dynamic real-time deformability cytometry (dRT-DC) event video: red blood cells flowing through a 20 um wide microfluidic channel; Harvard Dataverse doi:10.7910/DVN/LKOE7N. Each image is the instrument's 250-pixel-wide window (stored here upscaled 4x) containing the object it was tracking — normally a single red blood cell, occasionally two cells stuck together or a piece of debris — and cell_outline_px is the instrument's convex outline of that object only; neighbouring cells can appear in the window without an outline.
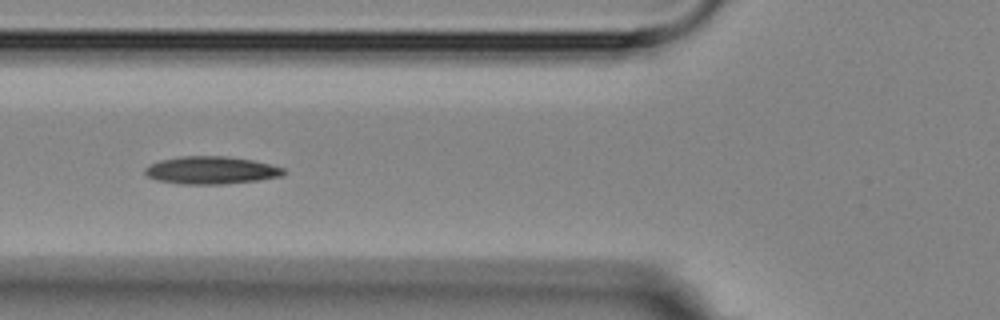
{"species": "Egyptian fruit bat (a non-hibernating species)", "species_latin": "Rousettus aegyptiacus", "temperature_condition": "room temperature", "stored_images_in_passage": 14, "camera_frame_rate_fps": 3000, "um_per_image_px": 0.085, "animal": {"sex": "female"}, "frame": {"image": 1, "passage_image": 4, "time_ms": 4.333, "image_size_px": [1000, 320], "cell_outline_px": [[288, 172], [284, 176], [256, 180], [224, 184], [180, 184], [156, 180], [148, 176], [144, 172], [144, 168], [160, 160], [180, 156], [228, 156], [252, 160], [284, 168]], "centroid_in_image_um": [17.96, 14.47], "position_along_channel_um": 107.8, "area_um2": 22.37}}
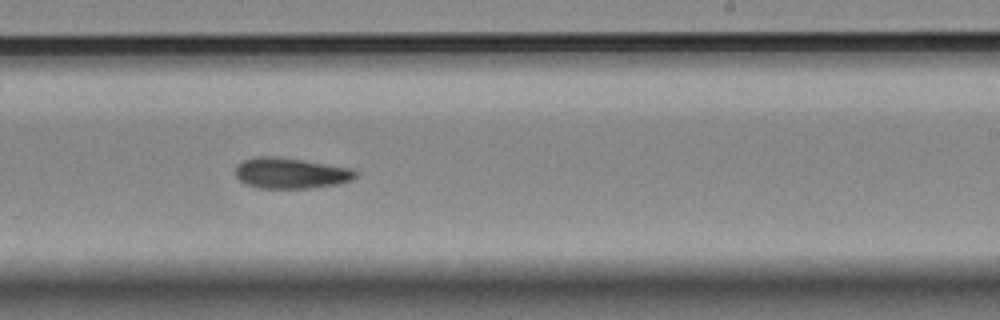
{"frame": {"image": 2, "passage_image": 8, "time_ms": 8.667, "image_size_px": [1000, 320], "cell_outline_px": [[356, 176], [352, 180], [336, 184], [312, 188], [256, 188], [244, 184], [236, 176], [236, 164], [244, 160], [260, 156], [268, 156], [300, 160], [352, 168], [356, 172]], "centroid_in_image_um": [24.68, 14.73], "position_along_channel_um": 264.3, "area_um2": 21.33}}
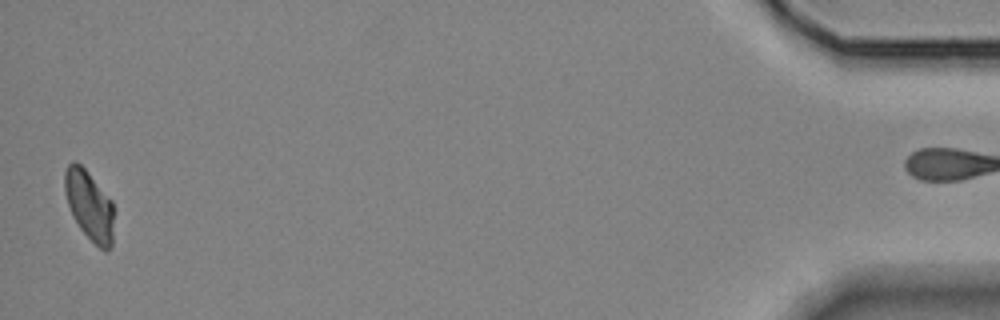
{"frame": {"image": 3, "passage_image": 13, "time_ms": 15.667, "image_size_px": [1000, 320], "cell_outline_px": [[112, 244], [104, 252], [80, 228], [72, 216], [64, 192], [64, 172], [68, 164], [72, 160], [80, 164], [84, 168], [112, 200]], "centroid_in_image_um": [7.56, 17.42], "position_along_channel_um": 427.6, "area_um2": 19.65}, "authors_computed_cell_mechanics": {"area_um2": 21.3282, "velocity_mm_per_s": 3.617, "shape_relaxation_time_tau1_ms": 6.3515, "shape_relaxation_time_tau2_ms": 2.5338, "deformation_change_tau1": 0.1189, "deformation_change_tau2": 0.0556}}